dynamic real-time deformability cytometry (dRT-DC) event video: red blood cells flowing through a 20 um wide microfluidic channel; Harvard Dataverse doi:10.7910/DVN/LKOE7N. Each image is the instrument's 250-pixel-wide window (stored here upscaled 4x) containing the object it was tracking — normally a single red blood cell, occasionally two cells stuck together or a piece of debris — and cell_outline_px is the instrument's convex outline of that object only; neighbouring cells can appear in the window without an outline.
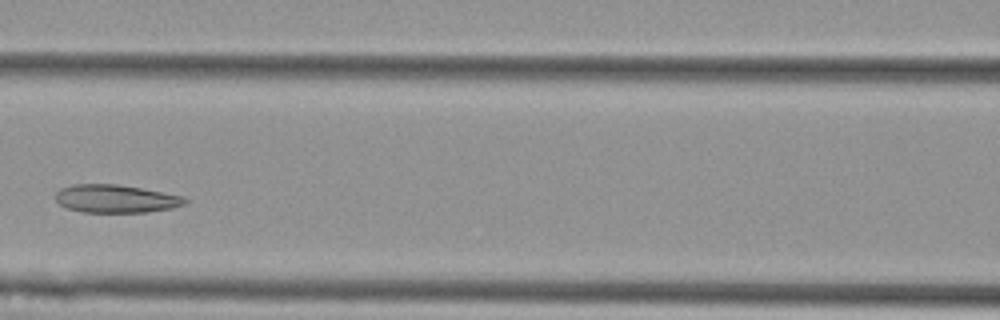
{"species": "Egyptian fruit bat (a non-hibernating species)", "species_latin": "Rousettus aegyptiacus", "temperature_condition": "cold", "stored_images_in_passage": 7, "camera_frame_rate_fps": 3000, "um_per_image_px": 0.085, "animal": {"sex": "female"}, "frame": {"image": 1, "passage_image": 4, "time_ms": 1.0, "image_size_px": [1000, 320], "cell_outline_px": [[188, 200], [184, 204], [172, 208], [144, 212], [80, 212], [68, 208], [60, 204], [56, 200], [56, 192], [60, 188], [72, 184], [116, 184], [140, 188], [184, 196]], "centroid_in_image_um": [9.82, 16.89], "position_along_channel_um": 156.8, "area_um2": 21.04}}
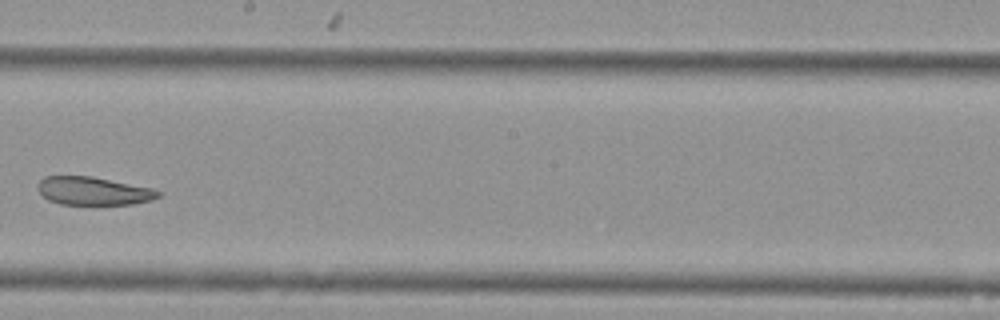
{"frame": {"image": 2, "passage_image": 6, "time_ms": 1.667, "image_size_px": [1000, 320], "cell_outline_px": [[164, 192], [160, 196], [152, 200], [132, 204], [60, 204], [48, 200], [36, 188], [36, 184], [44, 176], [92, 176], [152, 188]], "centroid_in_image_um": [7.94, 16.23], "position_along_channel_um": 240.3, "area_um2": 19.88}}
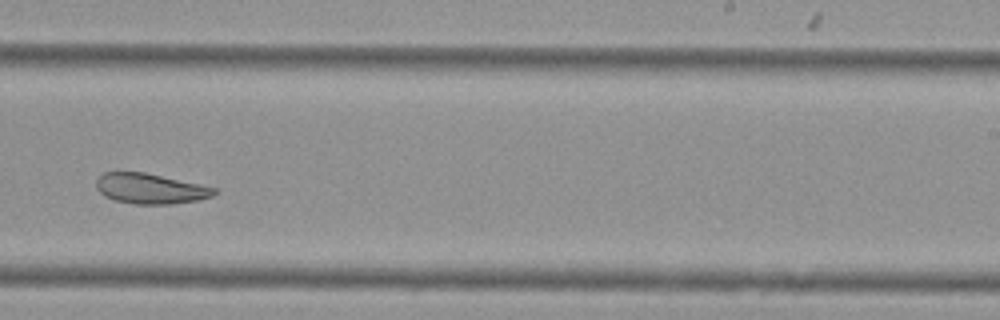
{"frame": {"image": 3, "passage_image": 7, "time_ms": 2.0, "image_size_px": [1000, 320], "cell_outline_px": [[220, 192], [212, 196], [196, 200], [172, 204], [136, 204], [112, 200], [104, 196], [96, 188], [96, 180], [104, 172], [144, 172], [200, 184], [216, 188]], "centroid_in_image_um": [12.77, 16.04], "position_along_channel_um": 276.2, "area_um2": 20.87}}